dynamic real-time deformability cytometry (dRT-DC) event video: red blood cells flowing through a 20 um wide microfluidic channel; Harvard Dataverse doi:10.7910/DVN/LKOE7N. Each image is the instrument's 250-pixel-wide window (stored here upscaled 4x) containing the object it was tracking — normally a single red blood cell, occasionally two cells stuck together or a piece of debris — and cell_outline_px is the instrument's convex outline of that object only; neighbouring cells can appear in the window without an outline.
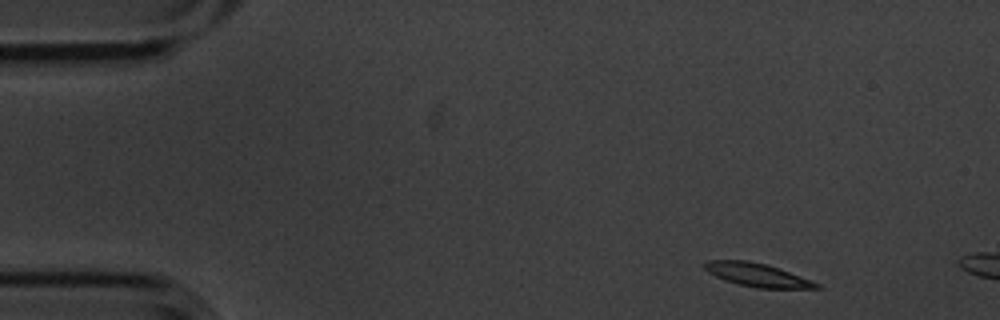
{"species": "common noctule bat (a hibernating species)", "species_latin": "Nyctalus noctula", "temperature_condition": "cold", "stored_images_in_passage": 3, "camera_frame_rate_fps": 3000, "um_per_image_px": 0.085, "animal": {"sex": "male", "body_mass_g": 20.1, "forearm_length_mm": 53.5}, "frame": {"image": 1, "passage_image": 1, "time_ms": 0.0, "image_size_px": [1000, 320], "cell_outline_px": [[820, 288], [756, 288], [724, 280], [708, 272], [704, 268], [704, 260], [748, 260], [768, 264], [812, 280], [820, 284]], "centroid_in_image_um": [64.35, 23.35], "position_along_channel_um": 20.6, "area_um2": 15.26}}